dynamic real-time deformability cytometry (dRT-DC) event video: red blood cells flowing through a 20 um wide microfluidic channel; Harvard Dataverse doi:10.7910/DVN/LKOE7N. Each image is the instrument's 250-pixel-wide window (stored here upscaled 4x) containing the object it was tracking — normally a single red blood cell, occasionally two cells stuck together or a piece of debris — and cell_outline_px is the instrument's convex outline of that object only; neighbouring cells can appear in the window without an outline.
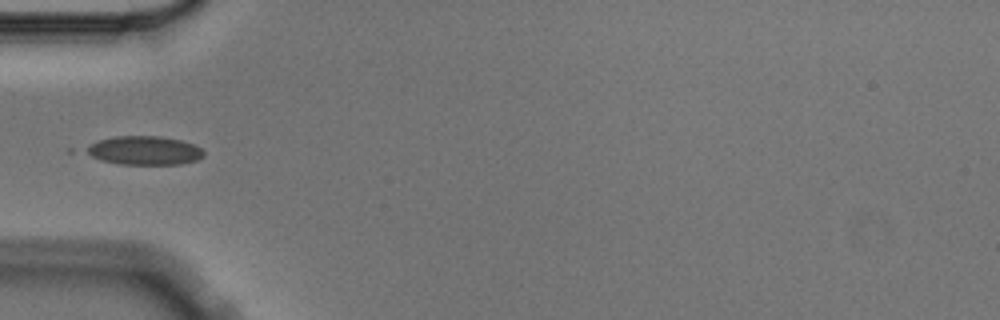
{"species": "Egyptian fruit bat (a non-hibernating species)", "species_latin": "Rousettus aegyptiacus", "temperature_condition": "cold", "stored_images_in_passage": 1, "camera_frame_rate_fps": 3000, "um_per_image_px": 0.085, "animal": {"sex": "male"}, "frame": {"image": 1, "passage_image": 1, "time_ms": 0.0, "image_size_px": [1000, 320], "cell_outline_px": [[204, 156], [196, 160], [180, 164], [120, 164], [100, 160], [84, 152], [80, 148], [88, 144], [100, 140], [116, 136], [160, 136], [180, 140], [192, 144], [200, 148], [204, 152]], "centroid_in_image_um": [12.2, 12.79], "position_along_channel_um": 72.8, "area_um2": 19.77}}